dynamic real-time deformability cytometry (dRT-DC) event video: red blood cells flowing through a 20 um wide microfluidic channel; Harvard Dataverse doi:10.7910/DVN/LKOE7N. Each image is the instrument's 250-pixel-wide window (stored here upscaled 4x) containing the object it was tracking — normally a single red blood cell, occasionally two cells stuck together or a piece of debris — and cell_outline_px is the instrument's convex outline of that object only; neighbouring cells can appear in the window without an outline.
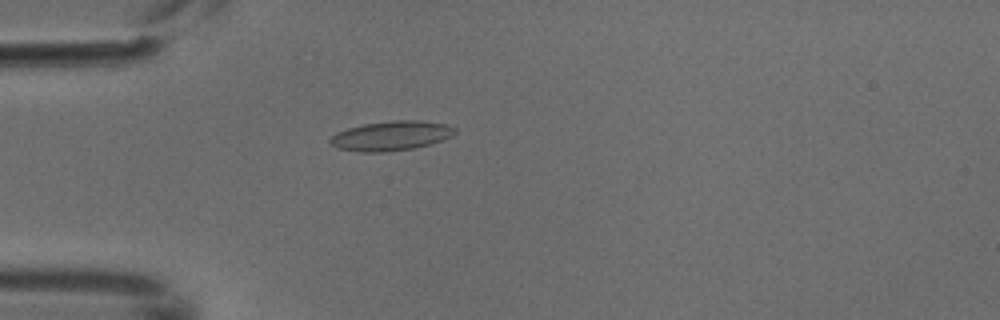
{"species": "common noctule bat (a hibernating species)", "species_latin": "Nyctalus noctula", "temperature_condition": "cold", "stored_images_in_passage": 4, "camera_frame_rate_fps": 3000, "um_per_image_px": 0.085, "animal": {"sex": "male", "body_mass_g": 18.8}, "frame": {"image": 1, "passage_image": 4, "time_ms": 1.0, "image_size_px": [1000, 320], "cell_outline_px": [[456, 132], [452, 136], [428, 144], [412, 148], [384, 152], [360, 152], [336, 148], [328, 140], [336, 132], [348, 128], [364, 124], [392, 120], [420, 120], [448, 124], [456, 128]], "centroid_in_image_um": [33.23, 11.53], "position_along_channel_um": 51.8, "area_um2": 21.44}}